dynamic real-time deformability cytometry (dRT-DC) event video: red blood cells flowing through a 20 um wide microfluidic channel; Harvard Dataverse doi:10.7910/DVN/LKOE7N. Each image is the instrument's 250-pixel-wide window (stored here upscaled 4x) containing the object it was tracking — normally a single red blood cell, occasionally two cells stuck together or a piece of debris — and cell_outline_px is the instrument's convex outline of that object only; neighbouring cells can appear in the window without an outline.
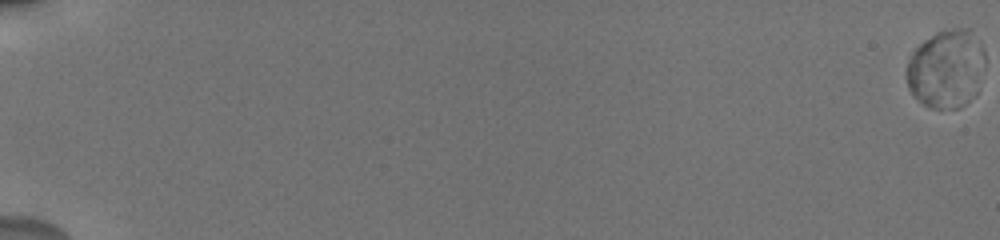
{"species": "human", "species_latin": "Homo sapiens", "temperature_condition": "cold", "stored_images_in_passage": 40, "camera_frame_rate_fps": 3000, "um_per_image_px": 0.085, "donor": {"sex": "male"}, "frame": {"image": 1, "passage_image": 1, "time_ms": 0.0, "image_size_px": [1000, 240], "cell_outline_px": [[984, 60], [968, 100], [960, 108], [932, 108], [924, 104], [912, 96], [908, 88], [904, 72], [908, 60], [912, 52], [924, 40], [936, 32], [956, 28], [972, 28], [980, 40], [984, 48]], "centroid_in_image_um": [80.35, 5.79], "position_along_channel_um": 4.7, "area_um2": 35.43}}
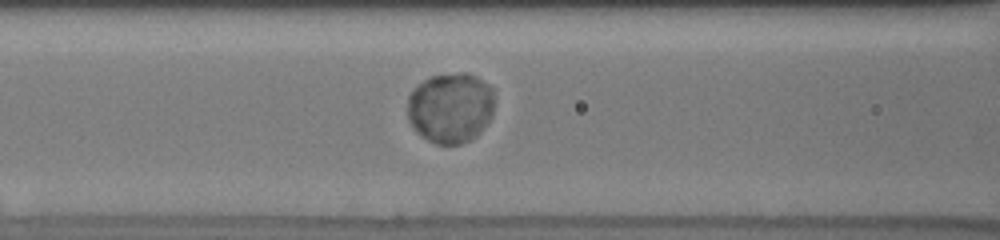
{"frame": {"image": 2, "passage_image": 21, "time_ms": 9.333, "image_size_px": [1000, 240], "cell_outline_px": [[492, 116], [476, 136], [460, 144], [436, 144], [420, 136], [416, 132], [408, 120], [408, 96], [416, 84], [432, 76], [460, 72], [464, 72], [476, 76], [488, 84], [492, 88]], "centroid_in_image_um": [38.26, 9.15], "position_along_channel_um": 128.3, "area_um2": 35.72}}
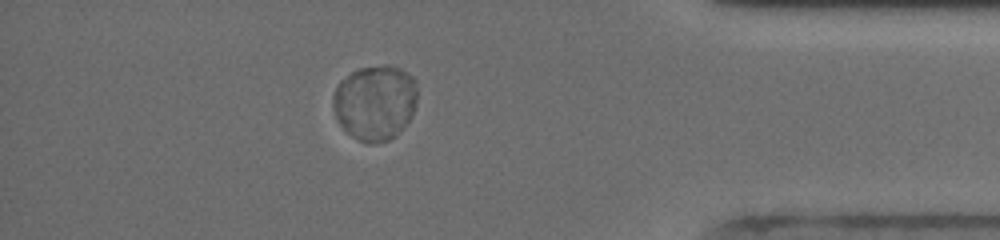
{"frame": {"image": 3, "passage_image": 36, "time_ms": 17.333, "image_size_px": [1000, 240], "cell_outline_px": [[416, 104], [412, 116], [404, 128], [396, 136], [388, 140], [372, 144], [368, 144], [352, 136], [340, 124], [332, 108], [332, 96], [340, 80], [352, 72], [360, 68], [384, 64], [388, 64], [400, 68], [412, 76], [416, 80]], "centroid_in_image_um": [31.89, 8.71], "position_along_channel_um": 403.3, "area_um2": 37.34}, "authors_computed_cell_mechanics": {"area_um2": 36.1539, "velocity_mm_per_s": 3.7426, "shape_relaxation_time_tau1_ms": 0.6681, "shape_relaxation_time_tau2_ms": null, "deformation_change_tau1": 0.0062, "deformation_change_tau2": null}}